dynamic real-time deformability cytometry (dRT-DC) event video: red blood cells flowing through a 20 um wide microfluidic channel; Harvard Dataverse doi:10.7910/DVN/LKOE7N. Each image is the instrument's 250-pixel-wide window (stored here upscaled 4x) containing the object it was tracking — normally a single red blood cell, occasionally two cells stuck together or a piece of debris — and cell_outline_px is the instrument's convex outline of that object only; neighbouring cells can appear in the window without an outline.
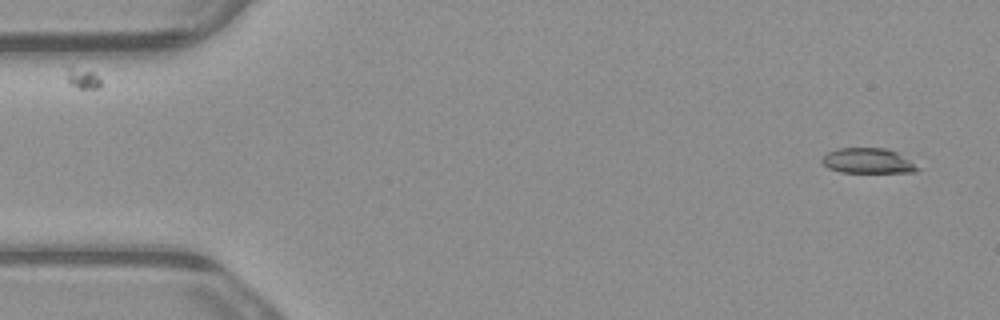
{"species": "common noctule bat (a hibernating species)", "species_latin": "Nyctalus noctula", "temperature_condition": "warm", "stored_images_in_passage": 7, "camera_frame_rate_fps": 3000, "um_per_image_px": 0.085, "animal": {"sex": "male", "body_mass_g": 23.1, "forearm_length_mm": 52.7}, "frame": {"image": 1, "passage_image": 1, "time_ms": 0.0, "image_size_px": [1000, 320], "cell_outline_px": [[924, 168], [916, 172], [840, 172], [828, 168], [820, 164], [820, 160], [828, 152], [836, 148], [884, 148], [896, 152]], "centroid_in_image_um": [73.77, 13.68], "position_along_channel_um": 11.2, "area_um2": 14.22}}
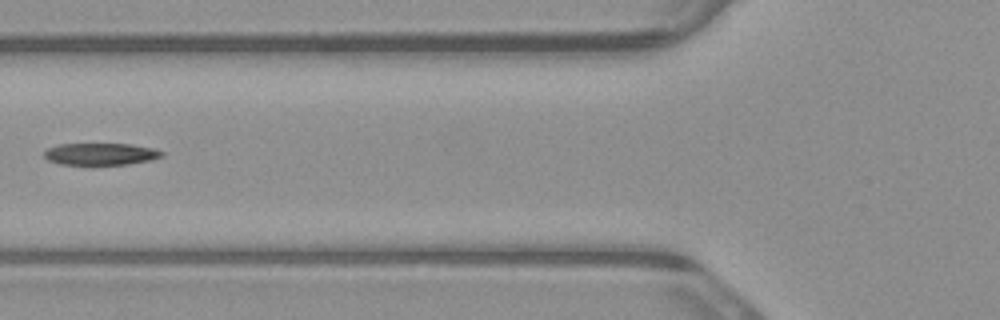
{"frame": {"image": 2, "passage_image": 6, "time_ms": 1.667, "image_size_px": [1000, 320], "cell_outline_px": [[164, 156], [148, 160], [128, 164], [92, 168], [60, 164], [48, 160], [44, 156], [44, 152], [48, 148], [60, 144], [132, 144], [152, 148], [164, 152]], "centroid_in_image_um": [8.52, 13.14], "position_along_channel_um": 117.3, "area_um2": 15.84}}
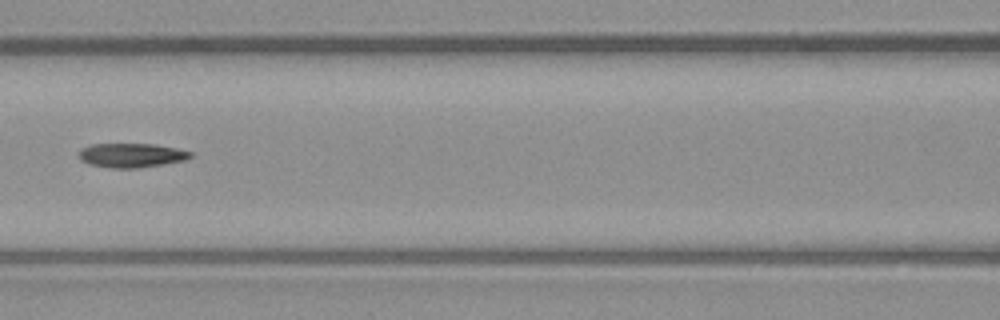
{"frame": {"image": 3, "passage_image": 7, "time_ms": 2.0, "image_size_px": [1000, 320], "cell_outline_px": [[192, 156], [184, 160], [164, 164], [140, 168], [112, 168], [88, 164], [80, 160], [80, 148], [92, 144], [156, 144], [176, 148], [192, 152]], "centroid_in_image_um": [11.16, 13.2], "position_along_channel_um": 155.4, "area_um2": 15.78}}